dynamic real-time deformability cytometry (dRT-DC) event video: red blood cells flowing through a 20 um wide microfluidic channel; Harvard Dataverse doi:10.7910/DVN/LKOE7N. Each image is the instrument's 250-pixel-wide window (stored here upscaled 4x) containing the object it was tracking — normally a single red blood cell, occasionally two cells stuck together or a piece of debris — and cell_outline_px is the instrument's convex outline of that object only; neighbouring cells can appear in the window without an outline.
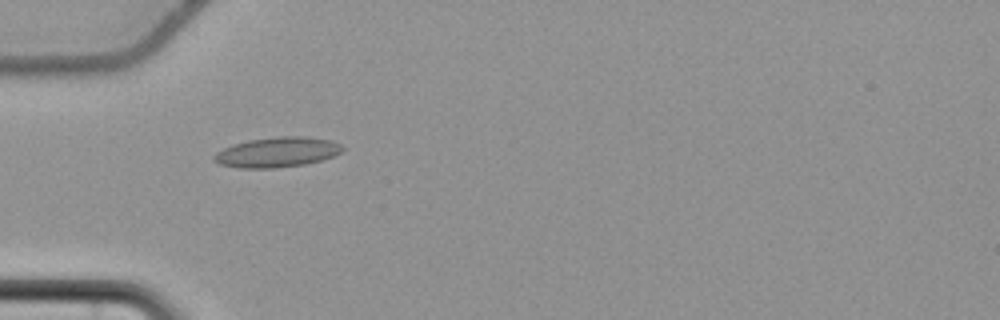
{"species": "common noctule bat (a hibernating species)", "species_latin": "Nyctalus noctula", "temperature_condition": "cold", "stored_images_in_passage": 39, "camera_frame_rate_fps": 3000, "um_per_image_px": 0.085, "animal": {"sex": "female", "body_mass_g": 22.7, "forearm_length_mm": 54.2}, "frame": {"image": 1, "passage_image": 1, "time_ms": 0.0, "image_size_px": [1000, 320], "cell_outline_px": [[344, 148], [340, 152], [332, 156], [320, 160], [304, 164], [276, 168], [240, 168], [220, 164], [212, 160], [212, 156], [216, 152], [232, 144], [248, 140], [280, 136], [304, 136], [332, 140], [340, 144]], "centroid_in_image_um": [23.52, 12.93], "position_along_channel_um": 61.5, "area_um2": 22.48}}
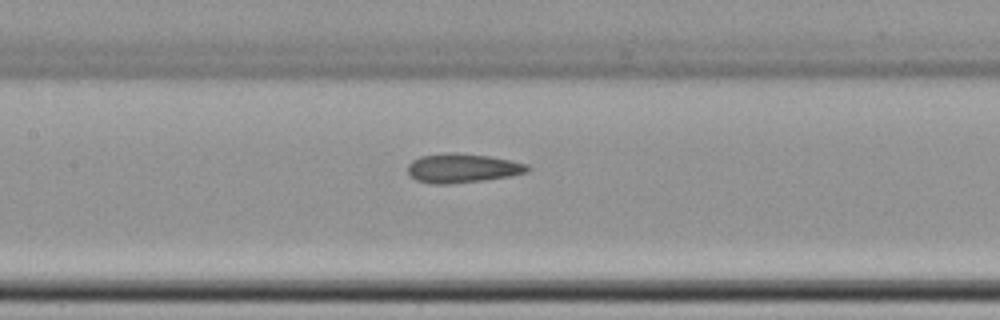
{"frame": {"image": 2, "passage_image": 10, "time_ms": 3.0, "image_size_px": [1000, 320], "cell_outline_px": [[532, 168], [528, 172], [512, 176], [484, 180], [448, 184], [432, 184], [416, 180], [408, 172], [408, 164], [412, 160], [420, 156], [448, 152], [452, 152], [488, 156], [512, 160], [528, 164]], "centroid_in_image_um": [39.34, 14.29], "position_along_channel_um": 168.1, "area_um2": 20.52}}
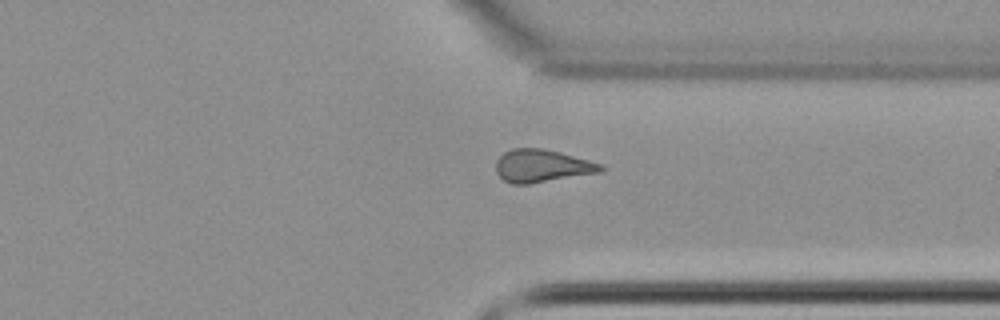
{"frame": {"image": 3, "passage_image": 26, "time_ms": 8.333, "image_size_px": [1000, 320], "cell_outline_px": [[604, 168], [600, 172], [528, 184], [512, 184], [504, 180], [496, 172], [496, 160], [504, 152], [512, 148], [540, 148], [560, 152], [604, 164]], "centroid_in_image_um": [46.06, 14.09], "position_along_channel_um": 365.3, "area_um2": 19.94}, "authors_computed_cell_mechanics": {"area_um2": 19.941, "velocity_mm_per_s": 3.6933, "shape_relaxation_time_tau1_ms": null, "shape_relaxation_time_tau2_ms": 3.7012, "deformation_change_tau1": null, "deformation_change_tau2": 0.113}}